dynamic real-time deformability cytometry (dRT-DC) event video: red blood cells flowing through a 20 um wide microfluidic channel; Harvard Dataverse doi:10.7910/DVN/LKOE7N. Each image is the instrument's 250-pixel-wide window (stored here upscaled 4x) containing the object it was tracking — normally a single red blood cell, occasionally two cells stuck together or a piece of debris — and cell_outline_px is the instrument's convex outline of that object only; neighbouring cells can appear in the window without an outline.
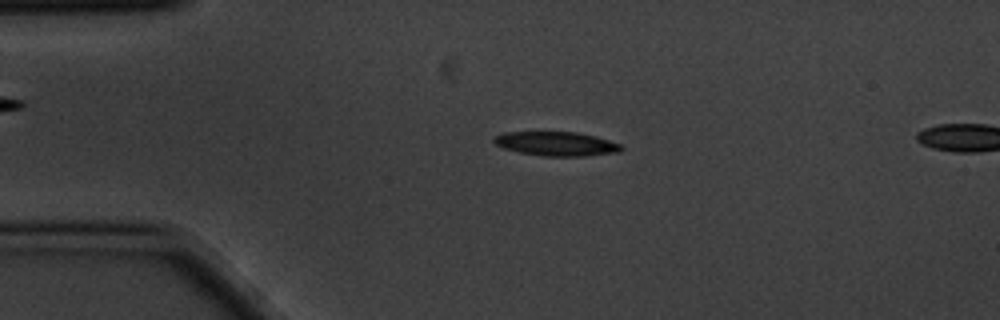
{"species": "common noctule bat (a hibernating species)", "species_latin": "Nyctalus noctula", "temperature_condition": "cold", "stored_images_in_passage": 4, "camera_frame_rate_fps": 3000, "um_per_image_px": 0.085, "animal": {"sex": "male", "body_mass_g": 20.1, "forearm_length_mm": 53.5}, "frame": {"image": 1, "passage_image": 3, "time_ms": 0.667, "image_size_px": [1000, 320], "cell_outline_px": [[624, 148], [620, 152], [584, 156], [544, 156], [520, 152], [504, 148], [496, 144], [492, 140], [496, 136], [504, 132], [576, 132], [596, 136], [620, 144]], "centroid_in_image_um": [47.32, 12.22], "position_along_channel_um": 37.7, "area_um2": 17.8}}